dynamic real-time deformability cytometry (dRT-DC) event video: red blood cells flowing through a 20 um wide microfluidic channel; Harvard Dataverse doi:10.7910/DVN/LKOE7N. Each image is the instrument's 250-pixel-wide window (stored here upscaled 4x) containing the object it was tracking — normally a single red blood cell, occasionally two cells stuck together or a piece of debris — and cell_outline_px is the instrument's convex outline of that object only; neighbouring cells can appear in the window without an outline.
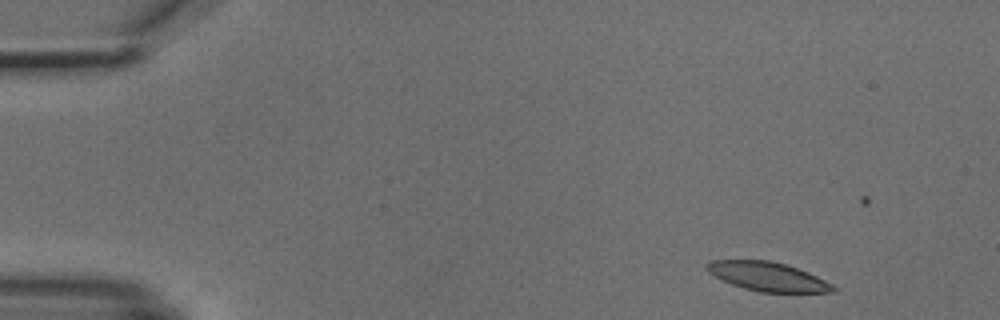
{"species": "common noctule bat (a hibernating species)", "species_latin": "Nyctalus noctula", "temperature_condition": "cold", "stored_images_in_passage": 5, "camera_frame_rate_fps": 3000, "um_per_image_px": 0.085, "animal": {"sex": "male", "body_mass_g": 18.8}, "frame": {"image": 1, "passage_image": 1, "time_ms": 0.0, "image_size_px": [1000, 320], "cell_outline_px": [[836, 292], [760, 292], [744, 288], [732, 284], [708, 272], [704, 268], [704, 264], [708, 260], [768, 260], [784, 264], [808, 272], [832, 284], [836, 288]], "centroid_in_image_um": [65.22, 23.5], "position_along_channel_um": 19.8, "area_um2": 21.15}}